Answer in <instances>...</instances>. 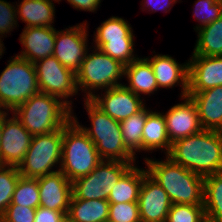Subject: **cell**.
<instances>
[{"label":"cell","instance_id":"cell-1","mask_svg":"<svg viewBox=\"0 0 222 222\" xmlns=\"http://www.w3.org/2000/svg\"><path fill=\"white\" fill-rule=\"evenodd\" d=\"M166 156L202 177L222 172V131L203 129L176 140Z\"/></svg>","mask_w":222,"mask_h":222},{"label":"cell","instance_id":"cell-2","mask_svg":"<svg viewBox=\"0 0 222 222\" xmlns=\"http://www.w3.org/2000/svg\"><path fill=\"white\" fill-rule=\"evenodd\" d=\"M148 174L166 191L172 204L203 205L204 177L166 160L145 158Z\"/></svg>","mask_w":222,"mask_h":222},{"label":"cell","instance_id":"cell-3","mask_svg":"<svg viewBox=\"0 0 222 222\" xmlns=\"http://www.w3.org/2000/svg\"><path fill=\"white\" fill-rule=\"evenodd\" d=\"M72 111L59 98L39 92L18 106L12 114L35 136L64 127L72 119Z\"/></svg>","mask_w":222,"mask_h":222},{"label":"cell","instance_id":"cell-4","mask_svg":"<svg viewBox=\"0 0 222 222\" xmlns=\"http://www.w3.org/2000/svg\"><path fill=\"white\" fill-rule=\"evenodd\" d=\"M84 102L92 128L80 125L75 116H72V119L95 144L102 160L135 163V156L126 148L123 142L120 122L112 119L90 99L85 98Z\"/></svg>","mask_w":222,"mask_h":222},{"label":"cell","instance_id":"cell-5","mask_svg":"<svg viewBox=\"0 0 222 222\" xmlns=\"http://www.w3.org/2000/svg\"><path fill=\"white\" fill-rule=\"evenodd\" d=\"M102 161L95 144L71 119L63 127L60 171L73 182L91 173Z\"/></svg>","mask_w":222,"mask_h":222},{"label":"cell","instance_id":"cell-6","mask_svg":"<svg viewBox=\"0 0 222 222\" xmlns=\"http://www.w3.org/2000/svg\"><path fill=\"white\" fill-rule=\"evenodd\" d=\"M11 59L0 74V110L8 112L40 92L34 63L17 55Z\"/></svg>","mask_w":222,"mask_h":222},{"label":"cell","instance_id":"cell-7","mask_svg":"<svg viewBox=\"0 0 222 222\" xmlns=\"http://www.w3.org/2000/svg\"><path fill=\"white\" fill-rule=\"evenodd\" d=\"M94 49L93 53L86 54L76 73L78 91L82 90L85 93L88 91L86 99L93 97L95 89L107 90L122 85L118 80L125 74V65L103 53L100 49Z\"/></svg>","mask_w":222,"mask_h":222},{"label":"cell","instance_id":"cell-8","mask_svg":"<svg viewBox=\"0 0 222 222\" xmlns=\"http://www.w3.org/2000/svg\"><path fill=\"white\" fill-rule=\"evenodd\" d=\"M63 127L57 131L35 135L23 160L17 166L21 177L39 178L59 171L52 168L61 163Z\"/></svg>","mask_w":222,"mask_h":222},{"label":"cell","instance_id":"cell-9","mask_svg":"<svg viewBox=\"0 0 222 222\" xmlns=\"http://www.w3.org/2000/svg\"><path fill=\"white\" fill-rule=\"evenodd\" d=\"M34 66L39 91L59 98L72 110V101L67 99L78 93L76 74L64 67L53 55L38 60Z\"/></svg>","mask_w":222,"mask_h":222},{"label":"cell","instance_id":"cell-10","mask_svg":"<svg viewBox=\"0 0 222 222\" xmlns=\"http://www.w3.org/2000/svg\"><path fill=\"white\" fill-rule=\"evenodd\" d=\"M84 24V25H83ZM87 23L56 31L53 56L75 74L88 54Z\"/></svg>","mask_w":222,"mask_h":222},{"label":"cell","instance_id":"cell-11","mask_svg":"<svg viewBox=\"0 0 222 222\" xmlns=\"http://www.w3.org/2000/svg\"><path fill=\"white\" fill-rule=\"evenodd\" d=\"M8 111H3V125L0 141V165L18 166L23 160L33 135L13 115L7 117ZM9 118V119H8Z\"/></svg>","mask_w":222,"mask_h":222},{"label":"cell","instance_id":"cell-12","mask_svg":"<svg viewBox=\"0 0 222 222\" xmlns=\"http://www.w3.org/2000/svg\"><path fill=\"white\" fill-rule=\"evenodd\" d=\"M141 222H166L172 206L166 191L143 169V182L138 197Z\"/></svg>","mask_w":222,"mask_h":222},{"label":"cell","instance_id":"cell-13","mask_svg":"<svg viewBox=\"0 0 222 222\" xmlns=\"http://www.w3.org/2000/svg\"><path fill=\"white\" fill-rule=\"evenodd\" d=\"M104 94H101L102 97L94 94L90 100L112 119L119 122L145 107L140 96L128 89L126 84L109 88Z\"/></svg>","mask_w":222,"mask_h":222},{"label":"cell","instance_id":"cell-14","mask_svg":"<svg viewBox=\"0 0 222 222\" xmlns=\"http://www.w3.org/2000/svg\"><path fill=\"white\" fill-rule=\"evenodd\" d=\"M181 99H185L183 103L174 105L164 114L167 134L171 144L176 140L203 130L197 108L192 99L189 96Z\"/></svg>","mask_w":222,"mask_h":222},{"label":"cell","instance_id":"cell-15","mask_svg":"<svg viewBox=\"0 0 222 222\" xmlns=\"http://www.w3.org/2000/svg\"><path fill=\"white\" fill-rule=\"evenodd\" d=\"M188 65V92L205 91L222 85V56L192 55Z\"/></svg>","mask_w":222,"mask_h":222},{"label":"cell","instance_id":"cell-16","mask_svg":"<svg viewBox=\"0 0 222 222\" xmlns=\"http://www.w3.org/2000/svg\"><path fill=\"white\" fill-rule=\"evenodd\" d=\"M40 206L68 213L72 182L59 170L39 178Z\"/></svg>","mask_w":222,"mask_h":222},{"label":"cell","instance_id":"cell-17","mask_svg":"<svg viewBox=\"0 0 222 222\" xmlns=\"http://www.w3.org/2000/svg\"><path fill=\"white\" fill-rule=\"evenodd\" d=\"M55 38L56 29L54 27H24L19 40L25 49L17 56L32 63L52 56Z\"/></svg>","mask_w":222,"mask_h":222},{"label":"cell","instance_id":"cell-18","mask_svg":"<svg viewBox=\"0 0 222 222\" xmlns=\"http://www.w3.org/2000/svg\"><path fill=\"white\" fill-rule=\"evenodd\" d=\"M154 71V75L158 84V88H172L179 83L181 85V98L188 94V77L189 65L179 64L170 55H154L151 58H146ZM177 83V84H176Z\"/></svg>","mask_w":222,"mask_h":222},{"label":"cell","instance_id":"cell-19","mask_svg":"<svg viewBox=\"0 0 222 222\" xmlns=\"http://www.w3.org/2000/svg\"><path fill=\"white\" fill-rule=\"evenodd\" d=\"M199 114L203 129L222 131V85L200 91L188 92Z\"/></svg>","mask_w":222,"mask_h":222},{"label":"cell","instance_id":"cell-20","mask_svg":"<svg viewBox=\"0 0 222 222\" xmlns=\"http://www.w3.org/2000/svg\"><path fill=\"white\" fill-rule=\"evenodd\" d=\"M125 77L129 82L126 87L132 92L150 95L157 91L158 84L154 75L153 68L146 58H138L125 66Z\"/></svg>","mask_w":222,"mask_h":222},{"label":"cell","instance_id":"cell-21","mask_svg":"<svg viewBox=\"0 0 222 222\" xmlns=\"http://www.w3.org/2000/svg\"><path fill=\"white\" fill-rule=\"evenodd\" d=\"M160 148L166 151V155L171 148L165 118L163 113L147 109V118L142 134V151L149 152Z\"/></svg>","mask_w":222,"mask_h":222},{"label":"cell","instance_id":"cell-22","mask_svg":"<svg viewBox=\"0 0 222 222\" xmlns=\"http://www.w3.org/2000/svg\"><path fill=\"white\" fill-rule=\"evenodd\" d=\"M18 18L26 22L27 27H53L55 7L51 0H23L17 4ZM20 16V17H19Z\"/></svg>","mask_w":222,"mask_h":222},{"label":"cell","instance_id":"cell-23","mask_svg":"<svg viewBox=\"0 0 222 222\" xmlns=\"http://www.w3.org/2000/svg\"><path fill=\"white\" fill-rule=\"evenodd\" d=\"M108 200H85L71 196L67 217L73 222H104L108 220Z\"/></svg>","mask_w":222,"mask_h":222},{"label":"cell","instance_id":"cell-24","mask_svg":"<svg viewBox=\"0 0 222 222\" xmlns=\"http://www.w3.org/2000/svg\"><path fill=\"white\" fill-rule=\"evenodd\" d=\"M143 170L135 164L120 178L107 198L110 204L138 202Z\"/></svg>","mask_w":222,"mask_h":222},{"label":"cell","instance_id":"cell-25","mask_svg":"<svg viewBox=\"0 0 222 222\" xmlns=\"http://www.w3.org/2000/svg\"><path fill=\"white\" fill-rule=\"evenodd\" d=\"M196 31L198 39L192 55L222 56V15Z\"/></svg>","mask_w":222,"mask_h":222},{"label":"cell","instance_id":"cell-26","mask_svg":"<svg viewBox=\"0 0 222 222\" xmlns=\"http://www.w3.org/2000/svg\"><path fill=\"white\" fill-rule=\"evenodd\" d=\"M207 222H222V172L204 177V203Z\"/></svg>","mask_w":222,"mask_h":222},{"label":"cell","instance_id":"cell-27","mask_svg":"<svg viewBox=\"0 0 222 222\" xmlns=\"http://www.w3.org/2000/svg\"><path fill=\"white\" fill-rule=\"evenodd\" d=\"M146 118L147 109L144 107L141 111L120 122L123 142L134 156L136 151L142 150V134Z\"/></svg>","mask_w":222,"mask_h":222},{"label":"cell","instance_id":"cell-28","mask_svg":"<svg viewBox=\"0 0 222 222\" xmlns=\"http://www.w3.org/2000/svg\"><path fill=\"white\" fill-rule=\"evenodd\" d=\"M93 40L95 43H107L116 40H134L132 27L123 18L112 16L97 28Z\"/></svg>","mask_w":222,"mask_h":222},{"label":"cell","instance_id":"cell-29","mask_svg":"<svg viewBox=\"0 0 222 222\" xmlns=\"http://www.w3.org/2000/svg\"><path fill=\"white\" fill-rule=\"evenodd\" d=\"M72 195L77 199L107 200L99 183V165L88 175L72 182Z\"/></svg>","mask_w":222,"mask_h":222},{"label":"cell","instance_id":"cell-30","mask_svg":"<svg viewBox=\"0 0 222 222\" xmlns=\"http://www.w3.org/2000/svg\"><path fill=\"white\" fill-rule=\"evenodd\" d=\"M10 204L37 209L40 206L38 180L20 177Z\"/></svg>","mask_w":222,"mask_h":222},{"label":"cell","instance_id":"cell-31","mask_svg":"<svg viewBox=\"0 0 222 222\" xmlns=\"http://www.w3.org/2000/svg\"><path fill=\"white\" fill-rule=\"evenodd\" d=\"M133 163L103 160L99 164V183L105 195L109 194L120 178L133 166Z\"/></svg>","mask_w":222,"mask_h":222},{"label":"cell","instance_id":"cell-32","mask_svg":"<svg viewBox=\"0 0 222 222\" xmlns=\"http://www.w3.org/2000/svg\"><path fill=\"white\" fill-rule=\"evenodd\" d=\"M20 177L17 166L0 165V218L11 203L15 186Z\"/></svg>","mask_w":222,"mask_h":222},{"label":"cell","instance_id":"cell-33","mask_svg":"<svg viewBox=\"0 0 222 222\" xmlns=\"http://www.w3.org/2000/svg\"><path fill=\"white\" fill-rule=\"evenodd\" d=\"M133 40H116L107 43H96L94 48L100 49L111 58L120 61L123 65H128L132 61L138 59L133 53Z\"/></svg>","mask_w":222,"mask_h":222},{"label":"cell","instance_id":"cell-34","mask_svg":"<svg viewBox=\"0 0 222 222\" xmlns=\"http://www.w3.org/2000/svg\"><path fill=\"white\" fill-rule=\"evenodd\" d=\"M166 222H207L203 205L172 204Z\"/></svg>","mask_w":222,"mask_h":222},{"label":"cell","instance_id":"cell-35","mask_svg":"<svg viewBox=\"0 0 222 222\" xmlns=\"http://www.w3.org/2000/svg\"><path fill=\"white\" fill-rule=\"evenodd\" d=\"M222 15V1L217 0H198L195 3L193 16L201 22L195 30L214 22Z\"/></svg>","mask_w":222,"mask_h":222},{"label":"cell","instance_id":"cell-36","mask_svg":"<svg viewBox=\"0 0 222 222\" xmlns=\"http://www.w3.org/2000/svg\"><path fill=\"white\" fill-rule=\"evenodd\" d=\"M108 220L114 222H141L138 202L110 204Z\"/></svg>","mask_w":222,"mask_h":222},{"label":"cell","instance_id":"cell-37","mask_svg":"<svg viewBox=\"0 0 222 222\" xmlns=\"http://www.w3.org/2000/svg\"><path fill=\"white\" fill-rule=\"evenodd\" d=\"M35 212V208L10 204L0 218V222H34Z\"/></svg>","mask_w":222,"mask_h":222},{"label":"cell","instance_id":"cell-38","mask_svg":"<svg viewBox=\"0 0 222 222\" xmlns=\"http://www.w3.org/2000/svg\"><path fill=\"white\" fill-rule=\"evenodd\" d=\"M16 7L5 0H0V36L12 31L18 24Z\"/></svg>","mask_w":222,"mask_h":222},{"label":"cell","instance_id":"cell-39","mask_svg":"<svg viewBox=\"0 0 222 222\" xmlns=\"http://www.w3.org/2000/svg\"><path fill=\"white\" fill-rule=\"evenodd\" d=\"M66 213L39 206L35 212L34 222H62Z\"/></svg>","mask_w":222,"mask_h":222},{"label":"cell","instance_id":"cell-40","mask_svg":"<svg viewBox=\"0 0 222 222\" xmlns=\"http://www.w3.org/2000/svg\"><path fill=\"white\" fill-rule=\"evenodd\" d=\"M177 0H144V2L142 4H144L143 6L145 7H151L149 9V11H159V10H165L170 11V9L172 8L171 6H173V3H176ZM146 3V4H145ZM168 9V10H167Z\"/></svg>","mask_w":222,"mask_h":222},{"label":"cell","instance_id":"cell-41","mask_svg":"<svg viewBox=\"0 0 222 222\" xmlns=\"http://www.w3.org/2000/svg\"><path fill=\"white\" fill-rule=\"evenodd\" d=\"M75 9L94 12L101 0H67Z\"/></svg>","mask_w":222,"mask_h":222},{"label":"cell","instance_id":"cell-42","mask_svg":"<svg viewBox=\"0 0 222 222\" xmlns=\"http://www.w3.org/2000/svg\"><path fill=\"white\" fill-rule=\"evenodd\" d=\"M2 125H3V110H0V141H1Z\"/></svg>","mask_w":222,"mask_h":222},{"label":"cell","instance_id":"cell-43","mask_svg":"<svg viewBox=\"0 0 222 222\" xmlns=\"http://www.w3.org/2000/svg\"><path fill=\"white\" fill-rule=\"evenodd\" d=\"M1 38H3V37L0 36V59H1V56L3 55L2 53H4L3 51H5L4 50L5 47H3L4 44L2 43L3 41H1L2 40Z\"/></svg>","mask_w":222,"mask_h":222},{"label":"cell","instance_id":"cell-44","mask_svg":"<svg viewBox=\"0 0 222 222\" xmlns=\"http://www.w3.org/2000/svg\"><path fill=\"white\" fill-rule=\"evenodd\" d=\"M62 222H73V221H71L67 216L63 219V221Z\"/></svg>","mask_w":222,"mask_h":222}]
</instances>
